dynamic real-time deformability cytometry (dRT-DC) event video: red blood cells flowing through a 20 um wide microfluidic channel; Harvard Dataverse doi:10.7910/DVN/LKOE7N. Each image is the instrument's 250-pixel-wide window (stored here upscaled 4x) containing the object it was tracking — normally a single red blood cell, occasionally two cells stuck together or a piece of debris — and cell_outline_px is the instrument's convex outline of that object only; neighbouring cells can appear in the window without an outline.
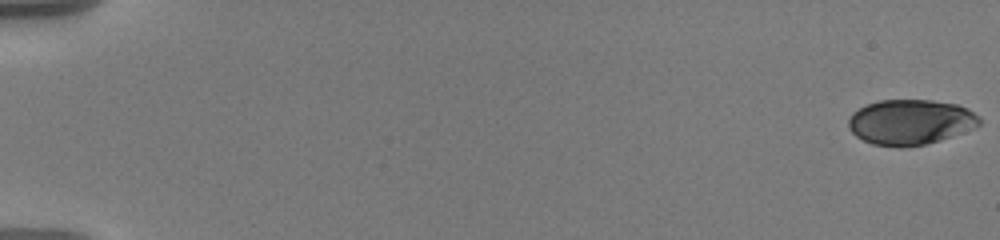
{"species": "human", "species_latin": "Homo sapiens", "temperature_condition": "warm", "stored_images_in_passage": 58, "camera_frame_rate_fps": 3000, "um_per_image_px": 0.085, "donor": {"sex": "male"}, "frame": {"image": 1, "passage_image": 1, "time_ms": 0.0, "image_size_px": [1000, 240], "cell_outline_px": [[980, 124], [972, 128], [940, 140], [924, 144], [900, 148], [896, 148], [872, 144], [856, 136], [848, 128], [848, 120], [852, 112], [868, 104], [880, 100], [932, 100], [956, 104], [968, 108], [980, 116]], "centroid_in_image_um": [77.37, 10.38], "position_along_channel_um": 7.6, "area_um2": 34.56}}
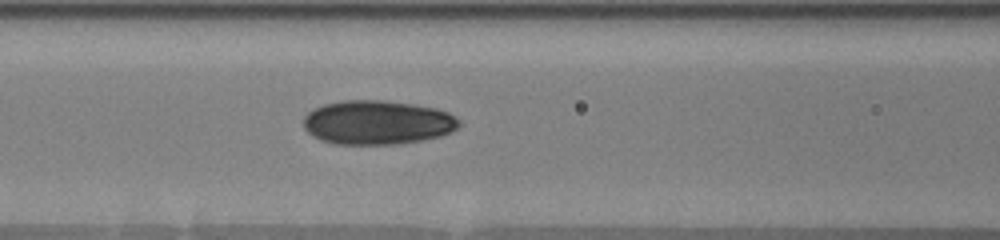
{"frame": {"image": 2, "passage_image": 27, "time_ms": 8.667, "image_size_px": [1000, 240], "cell_outline_px": [[460, 124], [452, 132], [440, 136], [400, 144], [332, 144], [320, 140], [312, 136], [304, 128], [304, 116], [312, 108], [324, 104], [344, 100], [384, 100], [412, 104], [436, 108], [448, 112], [460, 120]], "centroid_in_image_um": [32.05, 10.41], "position_along_channel_um": 134.5, "area_um2": 40.23}}
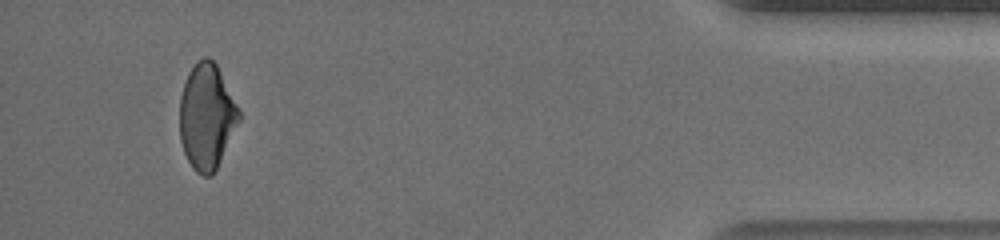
{"frame": {"image": 3, "passage_image": 55, "time_ms": 18.0, "image_size_px": [1000, 240], "cell_outline_px": [[240, 120], [212, 176], [204, 176], [196, 172], [192, 168], [184, 152], [180, 140], [180, 96], [188, 72], [204, 56], [208, 56], [216, 64], [240, 108]], "centroid_in_image_um": [17.57, 9.91], "position_along_channel_um": 417.6, "area_um2": 36.3}, "authors_computed_cell_mechanics": {"area_um2": 37.0498, "velocity_mm_per_s": 3.6062, "shape_relaxation_time_tau1_ms": 6.2959, "shape_relaxation_time_tau2_ms": 1.7143, "deformation_change_tau1": 0.1676, "deformation_change_tau2": 0.0478}}